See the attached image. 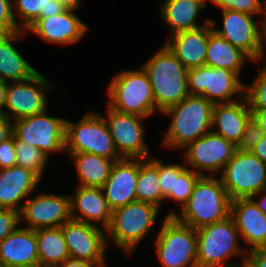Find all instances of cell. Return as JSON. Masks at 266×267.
<instances>
[{"label":"cell","instance_id":"obj_1","mask_svg":"<svg viewBox=\"0 0 266 267\" xmlns=\"http://www.w3.org/2000/svg\"><path fill=\"white\" fill-rule=\"evenodd\" d=\"M214 104L203 96L188 95L180 103L166 108L161 114L171 117L162 145L182 149L211 131Z\"/></svg>","mask_w":266,"mask_h":267},{"label":"cell","instance_id":"obj_2","mask_svg":"<svg viewBox=\"0 0 266 267\" xmlns=\"http://www.w3.org/2000/svg\"><path fill=\"white\" fill-rule=\"evenodd\" d=\"M141 67L149 78L155 107L160 113L190 95L188 70L164 43Z\"/></svg>","mask_w":266,"mask_h":267},{"label":"cell","instance_id":"obj_3","mask_svg":"<svg viewBox=\"0 0 266 267\" xmlns=\"http://www.w3.org/2000/svg\"><path fill=\"white\" fill-rule=\"evenodd\" d=\"M231 199L219 177L201 176L188 202L180 213L170 210L179 222L194 229L226 219L230 216Z\"/></svg>","mask_w":266,"mask_h":267},{"label":"cell","instance_id":"obj_4","mask_svg":"<svg viewBox=\"0 0 266 267\" xmlns=\"http://www.w3.org/2000/svg\"><path fill=\"white\" fill-rule=\"evenodd\" d=\"M198 267H239L246 264L247 251L240 245V236L231 216L196 229ZM241 257V264L228 262Z\"/></svg>","mask_w":266,"mask_h":267},{"label":"cell","instance_id":"obj_5","mask_svg":"<svg viewBox=\"0 0 266 267\" xmlns=\"http://www.w3.org/2000/svg\"><path fill=\"white\" fill-rule=\"evenodd\" d=\"M161 209L157 206L134 201L112 211L106 229L107 243L112 240L119 249L130 256L145 236L152 232Z\"/></svg>","mask_w":266,"mask_h":267},{"label":"cell","instance_id":"obj_6","mask_svg":"<svg viewBox=\"0 0 266 267\" xmlns=\"http://www.w3.org/2000/svg\"><path fill=\"white\" fill-rule=\"evenodd\" d=\"M107 104L123 113L150 118L155 112L153 92L145 70H122L115 74L107 86Z\"/></svg>","mask_w":266,"mask_h":267},{"label":"cell","instance_id":"obj_7","mask_svg":"<svg viewBox=\"0 0 266 267\" xmlns=\"http://www.w3.org/2000/svg\"><path fill=\"white\" fill-rule=\"evenodd\" d=\"M65 153H91L115 162L122 159L102 114L94 111L85 113L77 123L66 119Z\"/></svg>","mask_w":266,"mask_h":267},{"label":"cell","instance_id":"obj_8","mask_svg":"<svg viewBox=\"0 0 266 267\" xmlns=\"http://www.w3.org/2000/svg\"><path fill=\"white\" fill-rule=\"evenodd\" d=\"M156 237L154 247L163 267H198L196 229L166 216Z\"/></svg>","mask_w":266,"mask_h":267},{"label":"cell","instance_id":"obj_9","mask_svg":"<svg viewBox=\"0 0 266 267\" xmlns=\"http://www.w3.org/2000/svg\"><path fill=\"white\" fill-rule=\"evenodd\" d=\"M218 177L231 200L251 198L266 189V163L251 151L237 149Z\"/></svg>","mask_w":266,"mask_h":267},{"label":"cell","instance_id":"obj_10","mask_svg":"<svg viewBox=\"0 0 266 267\" xmlns=\"http://www.w3.org/2000/svg\"><path fill=\"white\" fill-rule=\"evenodd\" d=\"M245 85L237 73L226 69L202 65L188 70L190 95L203 96L213 104L241 99L245 96Z\"/></svg>","mask_w":266,"mask_h":267},{"label":"cell","instance_id":"obj_11","mask_svg":"<svg viewBox=\"0 0 266 267\" xmlns=\"http://www.w3.org/2000/svg\"><path fill=\"white\" fill-rule=\"evenodd\" d=\"M48 109L33 116L12 121L14 140L37 147L48 158L50 154L65 152L66 119L53 117Z\"/></svg>","mask_w":266,"mask_h":267},{"label":"cell","instance_id":"obj_12","mask_svg":"<svg viewBox=\"0 0 266 267\" xmlns=\"http://www.w3.org/2000/svg\"><path fill=\"white\" fill-rule=\"evenodd\" d=\"M182 149L184 150L180 155H182L187 168L201 176H215L221 173L233 157L237 146L210 131L199 139L188 143Z\"/></svg>","mask_w":266,"mask_h":267},{"label":"cell","instance_id":"obj_13","mask_svg":"<svg viewBox=\"0 0 266 267\" xmlns=\"http://www.w3.org/2000/svg\"><path fill=\"white\" fill-rule=\"evenodd\" d=\"M103 115L121 158L148 159L151 156L150 148L144 139L145 117L119 112L108 104L106 114Z\"/></svg>","mask_w":266,"mask_h":267},{"label":"cell","instance_id":"obj_14","mask_svg":"<svg viewBox=\"0 0 266 267\" xmlns=\"http://www.w3.org/2000/svg\"><path fill=\"white\" fill-rule=\"evenodd\" d=\"M223 28L215 27L216 21L210 18L213 31L225 38L234 47L246 53L252 62L258 64L262 56L263 18L258 21L253 15L233 10H222Z\"/></svg>","mask_w":266,"mask_h":267},{"label":"cell","instance_id":"obj_15","mask_svg":"<svg viewBox=\"0 0 266 267\" xmlns=\"http://www.w3.org/2000/svg\"><path fill=\"white\" fill-rule=\"evenodd\" d=\"M52 83L41 72L25 81L10 82L5 117L11 121L33 116L48 108V91ZM8 111V112H7Z\"/></svg>","mask_w":266,"mask_h":267},{"label":"cell","instance_id":"obj_16","mask_svg":"<svg viewBox=\"0 0 266 267\" xmlns=\"http://www.w3.org/2000/svg\"><path fill=\"white\" fill-rule=\"evenodd\" d=\"M20 224L24 228L37 230L41 228L61 227L71 220L70 196L49 194L40 190L30 196L19 211Z\"/></svg>","mask_w":266,"mask_h":267},{"label":"cell","instance_id":"obj_17","mask_svg":"<svg viewBox=\"0 0 266 267\" xmlns=\"http://www.w3.org/2000/svg\"><path fill=\"white\" fill-rule=\"evenodd\" d=\"M61 229L71 259L96 263L106 258L105 229L73 219L65 222Z\"/></svg>","mask_w":266,"mask_h":267},{"label":"cell","instance_id":"obj_18","mask_svg":"<svg viewBox=\"0 0 266 267\" xmlns=\"http://www.w3.org/2000/svg\"><path fill=\"white\" fill-rule=\"evenodd\" d=\"M75 10L46 18H38L26 32H33L45 43L74 44L80 42L88 31L87 24L76 15Z\"/></svg>","mask_w":266,"mask_h":267},{"label":"cell","instance_id":"obj_19","mask_svg":"<svg viewBox=\"0 0 266 267\" xmlns=\"http://www.w3.org/2000/svg\"><path fill=\"white\" fill-rule=\"evenodd\" d=\"M138 175L139 159L122 158L113 164L108 179L101 187L112 211L136 201Z\"/></svg>","mask_w":266,"mask_h":267},{"label":"cell","instance_id":"obj_20","mask_svg":"<svg viewBox=\"0 0 266 267\" xmlns=\"http://www.w3.org/2000/svg\"><path fill=\"white\" fill-rule=\"evenodd\" d=\"M230 216L250 251L266 247V215L252 198L231 200Z\"/></svg>","mask_w":266,"mask_h":267},{"label":"cell","instance_id":"obj_21","mask_svg":"<svg viewBox=\"0 0 266 267\" xmlns=\"http://www.w3.org/2000/svg\"><path fill=\"white\" fill-rule=\"evenodd\" d=\"M204 20V26L172 34L164 42L187 70L205 65L209 34L213 28L210 18Z\"/></svg>","mask_w":266,"mask_h":267},{"label":"cell","instance_id":"obj_22","mask_svg":"<svg viewBox=\"0 0 266 267\" xmlns=\"http://www.w3.org/2000/svg\"><path fill=\"white\" fill-rule=\"evenodd\" d=\"M69 196L73 220L95 225L105 230L109 227L112 210L102 188L77 186L74 194Z\"/></svg>","mask_w":266,"mask_h":267},{"label":"cell","instance_id":"obj_23","mask_svg":"<svg viewBox=\"0 0 266 267\" xmlns=\"http://www.w3.org/2000/svg\"><path fill=\"white\" fill-rule=\"evenodd\" d=\"M40 182L35 173L17 165L0 169V208L20 211Z\"/></svg>","mask_w":266,"mask_h":267},{"label":"cell","instance_id":"obj_24","mask_svg":"<svg viewBox=\"0 0 266 267\" xmlns=\"http://www.w3.org/2000/svg\"><path fill=\"white\" fill-rule=\"evenodd\" d=\"M251 117L245 96L233 102L214 104L211 131L237 146Z\"/></svg>","mask_w":266,"mask_h":267},{"label":"cell","instance_id":"obj_25","mask_svg":"<svg viewBox=\"0 0 266 267\" xmlns=\"http://www.w3.org/2000/svg\"><path fill=\"white\" fill-rule=\"evenodd\" d=\"M0 263L6 267H39L36 230L18 227L0 242Z\"/></svg>","mask_w":266,"mask_h":267},{"label":"cell","instance_id":"obj_26","mask_svg":"<svg viewBox=\"0 0 266 267\" xmlns=\"http://www.w3.org/2000/svg\"><path fill=\"white\" fill-rule=\"evenodd\" d=\"M162 2L158 11L167 24L170 35L204 26L198 25L196 17L207 7L206 0H163Z\"/></svg>","mask_w":266,"mask_h":267},{"label":"cell","instance_id":"obj_27","mask_svg":"<svg viewBox=\"0 0 266 267\" xmlns=\"http://www.w3.org/2000/svg\"><path fill=\"white\" fill-rule=\"evenodd\" d=\"M26 34L24 30L16 31L9 39L0 43V80L25 81L39 72L14 46V42L22 40Z\"/></svg>","mask_w":266,"mask_h":267},{"label":"cell","instance_id":"obj_28","mask_svg":"<svg viewBox=\"0 0 266 267\" xmlns=\"http://www.w3.org/2000/svg\"><path fill=\"white\" fill-rule=\"evenodd\" d=\"M205 65L222 68L237 73L239 76L246 61L251 58L242 50L234 47L225 38L213 30L209 34Z\"/></svg>","mask_w":266,"mask_h":267},{"label":"cell","instance_id":"obj_29","mask_svg":"<svg viewBox=\"0 0 266 267\" xmlns=\"http://www.w3.org/2000/svg\"><path fill=\"white\" fill-rule=\"evenodd\" d=\"M69 157L74 161L77 179L76 186L102 187L108 179L115 161L91 153H73Z\"/></svg>","mask_w":266,"mask_h":267},{"label":"cell","instance_id":"obj_30","mask_svg":"<svg viewBox=\"0 0 266 267\" xmlns=\"http://www.w3.org/2000/svg\"><path fill=\"white\" fill-rule=\"evenodd\" d=\"M39 267H58L69 259L61 227L36 230Z\"/></svg>","mask_w":266,"mask_h":267},{"label":"cell","instance_id":"obj_31","mask_svg":"<svg viewBox=\"0 0 266 267\" xmlns=\"http://www.w3.org/2000/svg\"><path fill=\"white\" fill-rule=\"evenodd\" d=\"M13 15L20 30L26 31L38 18L64 12L67 8L57 0H12Z\"/></svg>","mask_w":266,"mask_h":267},{"label":"cell","instance_id":"obj_32","mask_svg":"<svg viewBox=\"0 0 266 267\" xmlns=\"http://www.w3.org/2000/svg\"><path fill=\"white\" fill-rule=\"evenodd\" d=\"M135 192L136 201L147 202L160 209L165 201L159 185L157 168L148 159H139V175Z\"/></svg>","mask_w":266,"mask_h":267},{"label":"cell","instance_id":"obj_33","mask_svg":"<svg viewBox=\"0 0 266 267\" xmlns=\"http://www.w3.org/2000/svg\"><path fill=\"white\" fill-rule=\"evenodd\" d=\"M14 144L16 165L32 171L42 180L49 158L37 147L28 145L24 141L14 140Z\"/></svg>","mask_w":266,"mask_h":267},{"label":"cell","instance_id":"obj_34","mask_svg":"<svg viewBox=\"0 0 266 267\" xmlns=\"http://www.w3.org/2000/svg\"><path fill=\"white\" fill-rule=\"evenodd\" d=\"M201 177L190 168H185L180 174H174V184L171 192L165 197V201H175L181 208L188 202L193 188Z\"/></svg>","mask_w":266,"mask_h":267},{"label":"cell","instance_id":"obj_35","mask_svg":"<svg viewBox=\"0 0 266 267\" xmlns=\"http://www.w3.org/2000/svg\"><path fill=\"white\" fill-rule=\"evenodd\" d=\"M258 72L256 78L245 85V97L250 110L266 109V63H263Z\"/></svg>","mask_w":266,"mask_h":267},{"label":"cell","instance_id":"obj_36","mask_svg":"<svg viewBox=\"0 0 266 267\" xmlns=\"http://www.w3.org/2000/svg\"><path fill=\"white\" fill-rule=\"evenodd\" d=\"M148 160L157 168L162 195L166 197L171 192V189H173L174 174H180L186 166L185 164L177 163L165 164L162 159L152 155Z\"/></svg>","mask_w":266,"mask_h":267},{"label":"cell","instance_id":"obj_37","mask_svg":"<svg viewBox=\"0 0 266 267\" xmlns=\"http://www.w3.org/2000/svg\"><path fill=\"white\" fill-rule=\"evenodd\" d=\"M222 10H233L248 15L266 16V0H210Z\"/></svg>","mask_w":266,"mask_h":267},{"label":"cell","instance_id":"obj_38","mask_svg":"<svg viewBox=\"0 0 266 267\" xmlns=\"http://www.w3.org/2000/svg\"><path fill=\"white\" fill-rule=\"evenodd\" d=\"M264 133L260 129L259 123L251 117L246 124L245 131L242 134L237 149L242 151H251L263 138Z\"/></svg>","mask_w":266,"mask_h":267},{"label":"cell","instance_id":"obj_39","mask_svg":"<svg viewBox=\"0 0 266 267\" xmlns=\"http://www.w3.org/2000/svg\"><path fill=\"white\" fill-rule=\"evenodd\" d=\"M20 227L19 211L0 208V242Z\"/></svg>","mask_w":266,"mask_h":267},{"label":"cell","instance_id":"obj_40","mask_svg":"<svg viewBox=\"0 0 266 267\" xmlns=\"http://www.w3.org/2000/svg\"><path fill=\"white\" fill-rule=\"evenodd\" d=\"M16 165V150L14 135L0 143V169L10 168Z\"/></svg>","mask_w":266,"mask_h":267},{"label":"cell","instance_id":"obj_41","mask_svg":"<svg viewBox=\"0 0 266 267\" xmlns=\"http://www.w3.org/2000/svg\"><path fill=\"white\" fill-rule=\"evenodd\" d=\"M18 24L13 15L12 0H0V25H9L19 31Z\"/></svg>","mask_w":266,"mask_h":267},{"label":"cell","instance_id":"obj_42","mask_svg":"<svg viewBox=\"0 0 266 267\" xmlns=\"http://www.w3.org/2000/svg\"><path fill=\"white\" fill-rule=\"evenodd\" d=\"M246 265L248 267H266V247L248 251Z\"/></svg>","mask_w":266,"mask_h":267},{"label":"cell","instance_id":"obj_43","mask_svg":"<svg viewBox=\"0 0 266 267\" xmlns=\"http://www.w3.org/2000/svg\"><path fill=\"white\" fill-rule=\"evenodd\" d=\"M12 134V121L7 117L0 119V143L8 139Z\"/></svg>","mask_w":266,"mask_h":267},{"label":"cell","instance_id":"obj_44","mask_svg":"<svg viewBox=\"0 0 266 267\" xmlns=\"http://www.w3.org/2000/svg\"><path fill=\"white\" fill-rule=\"evenodd\" d=\"M251 152L261 161L266 163V135L263 136L253 150H251Z\"/></svg>","mask_w":266,"mask_h":267},{"label":"cell","instance_id":"obj_45","mask_svg":"<svg viewBox=\"0 0 266 267\" xmlns=\"http://www.w3.org/2000/svg\"><path fill=\"white\" fill-rule=\"evenodd\" d=\"M252 117L259 123L261 131L266 135V109L251 110Z\"/></svg>","mask_w":266,"mask_h":267},{"label":"cell","instance_id":"obj_46","mask_svg":"<svg viewBox=\"0 0 266 267\" xmlns=\"http://www.w3.org/2000/svg\"><path fill=\"white\" fill-rule=\"evenodd\" d=\"M9 81L0 80V107L4 110L6 107V101L8 97Z\"/></svg>","mask_w":266,"mask_h":267},{"label":"cell","instance_id":"obj_47","mask_svg":"<svg viewBox=\"0 0 266 267\" xmlns=\"http://www.w3.org/2000/svg\"><path fill=\"white\" fill-rule=\"evenodd\" d=\"M251 198L257 204L258 208L266 215V189L253 195ZM257 198L259 199V201Z\"/></svg>","mask_w":266,"mask_h":267},{"label":"cell","instance_id":"obj_48","mask_svg":"<svg viewBox=\"0 0 266 267\" xmlns=\"http://www.w3.org/2000/svg\"><path fill=\"white\" fill-rule=\"evenodd\" d=\"M93 263L87 261H80L77 259H67L58 267H92Z\"/></svg>","mask_w":266,"mask_h":267},{"label":"cell","instance_id":"obj_49","mask_svg":"<svg viewBox=\"0 0 266 267\" xmlns=\"http://www.w3.org/2000/svg\"><path fill=\"white\" fill-rule=\"evenodd\" d=\"M16 31L9 25H0V43L9 39Z\"/></svg>","mask_w":266,"mask_h":267},{"label":"cell","instance_id":"obj_50","mask_svg":"<svg viewBox=\"0 0 266 267\" xmlns=\"http://www.w3.org/2000/svg\"><path fill=\"white\" fill-rule=\"evenodd\" d=\"M57 1L67 9L75 11L77 10V8H79V6L82 3V0H57Z\"/></svg>","mask_w":266,"mask_h":267},{"label":"cell","instance_id":"obj_51","mask_svg":"<svg viewBox=\"0 0 266 267\" xmlns=\"http://www.w3.org/2000/svg\"><path fill=\"white\" fill-rule=\"evenodd\" d=\"M262 56H261V60H263V63H266V16L263 19V32H262Z\"/></svg>","mask_w":266,"mask_h":267},{"label":"cell","instance_id":"obj_52","mask_svg":"<svg viewBox=\"0 0 266 267\" xmlns=\"http://www.w3.org/2000/svg\"><path fill=\"white\" fill-rule=\"evenodd\" d=\"M106 259H107V258H105V259L102 260V261L93 263L92 267H107Z\"/></svg>","mask_w":266,"mask_h":267},{"label":"cell","instance_id":"obj_53","mask_svg":"<svg viewBox=\"0 0 266 267\" xmlns=\"http://www.w3.org/2000/svg\"><path fill=\"white\" fill-rule=\"evenodd\" d=\"M3 118H5V114H4L3 109L0 107V119H3Z\"/></svg>","mask_w":266,"mask_h":267},{"label":"cell","instance_id":"obj_54","mask_svg":"<svg viewBox=\"0 0 266 267\" xmlns=\"http://www.w3.org/2000/svg\"><path fill=\"white\" fill-rule=\"evenodd\" d=\"M239 267H248L246 264H243V265H241V266H239Z\"/></svg>","mask_w":266,"mask_h":267}]
</instances>
